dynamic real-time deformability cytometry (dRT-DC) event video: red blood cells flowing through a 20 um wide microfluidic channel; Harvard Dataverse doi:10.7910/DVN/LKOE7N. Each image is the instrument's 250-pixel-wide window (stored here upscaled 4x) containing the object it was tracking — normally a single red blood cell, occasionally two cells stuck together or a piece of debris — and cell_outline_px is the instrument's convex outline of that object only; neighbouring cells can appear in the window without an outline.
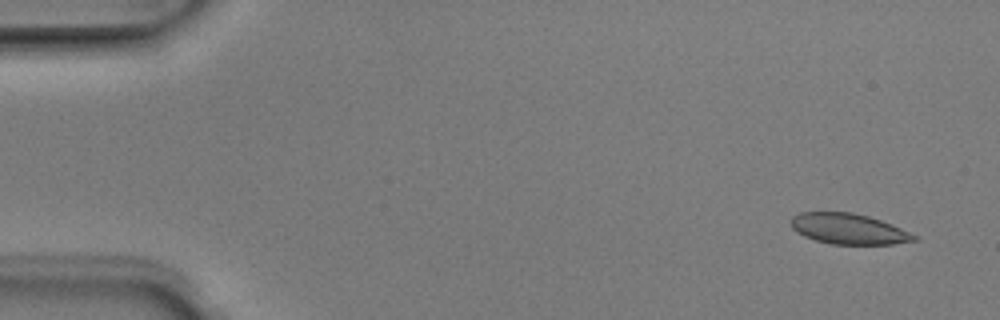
{"species": "Egyptian fruit bat (a non-hibernating species)", "species_latin": "Rousettus aegyptiacus", "temperature_condition": "room temperature", "stored_images_in_passage": 5, "camera_frame_rate_fps": 3000, "um_per_image_px": 0.085, "animal": {"sex": "male"}, "frame": {"image": 1, "passage_image": 1, "time_ms": 0.0, "image_size_px": [1000, 320], "cell_outline_px": [[920, 240], [892, 244], [832, 244], [816, 240], [804, 236], [796, 232], [792, 228], [792, 216], [800, 212], [852, 212], [868, 216], [892, 224], [920, 236]], "centroid_in_image_um": [72.18, 19.46], "position_along_channel_um": 12.8, "area_um2": 22.08}}
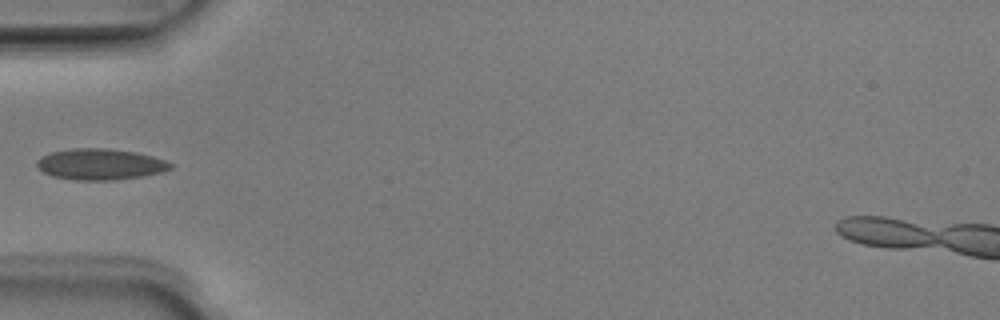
{"frame": {"image": 2, "passage_image": 4, "time_ms": 1.0, "image_size_px": [1000, 320], "cell_outline_px": [[172, 168], [160, 172], [144, 176], [112, 180], [76, 180], [52, 176], [44, 172], [36, 164], [36, 160], [40, 156], [48, 152], [72, 148], [108, 148], [136, 152], [152, 156], [164, 160], [172, 164]], "centroid_in_image_um": [8.48, 13.95], "position_along_channel_um": 76.5, "area_um2": 24.28}}
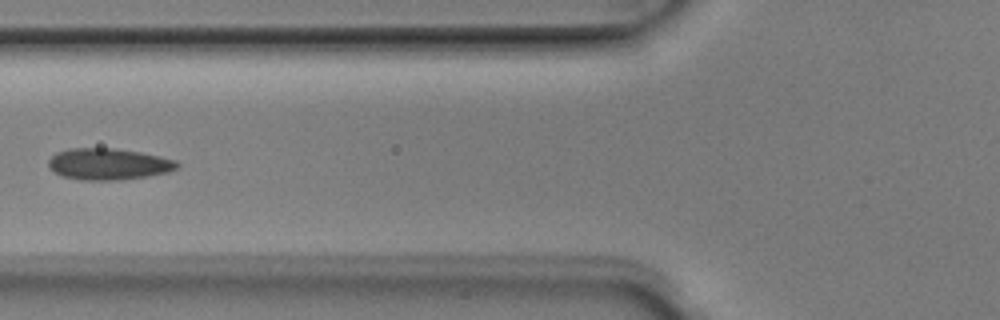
{"frame": {"image": 3, "passage_image": 5, "time_ms": 1.333, "image_size_px": [1000, 320], "cell_outline_px": [[180, 164], [176, 168], [168, 172], [148, 176], [120, 180], [80, 180], [60, 176], [48, 168], [48, 160], [56, 152], [68, 148], [116, 148], [140, 152], [160, 156], [176, 160]], "centroid_in_image_um": [9.19, 13.94], "position_along_channel_um": 116.6, "area_um2": 23.87}}